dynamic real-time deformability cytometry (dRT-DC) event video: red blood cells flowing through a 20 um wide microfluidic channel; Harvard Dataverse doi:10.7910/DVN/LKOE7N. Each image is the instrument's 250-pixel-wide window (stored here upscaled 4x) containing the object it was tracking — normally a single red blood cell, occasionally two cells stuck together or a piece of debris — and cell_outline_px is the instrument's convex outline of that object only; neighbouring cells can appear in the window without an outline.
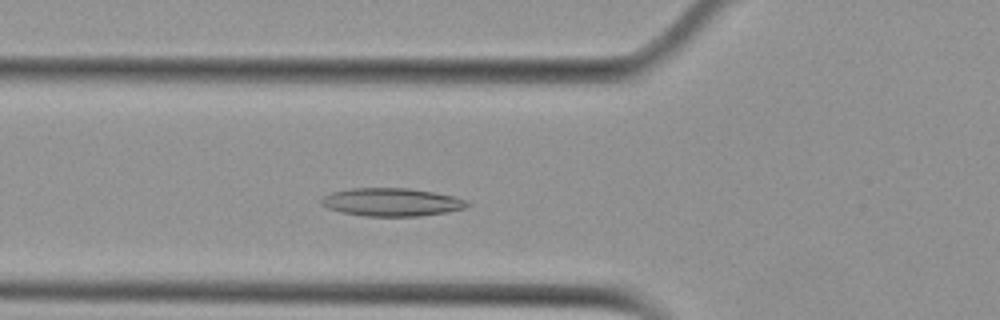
{"species": "Egyptian fruit bat (a non-hibernating species)", "species_latin": "Rousettus aegyptiacus", "temperature_condition": "cold", "stored_images_in_passage": 48, "camera_frame_rate_fps": 3000, "um_per_image_px": 0.085, "animal": {"sex": "female"}, "frame": {"image": 1, "passage_image": 13, "time_ms": 4.0, "image_size_px": [1000, 320], "cell_outline_px": [[472, 204], [464, 208], [448, 212], [420, 216], [364, 216], [340, 212], [328, 208], [320, 204], [320, 200], [324, 196], [332, 192], [348, 188], [408, 188], [436, 192], [468, 200]], "centroid_in_image_um": [33.3, 17.18], "position_along_channel_um": 92.5, "area_um2": 24.1}}
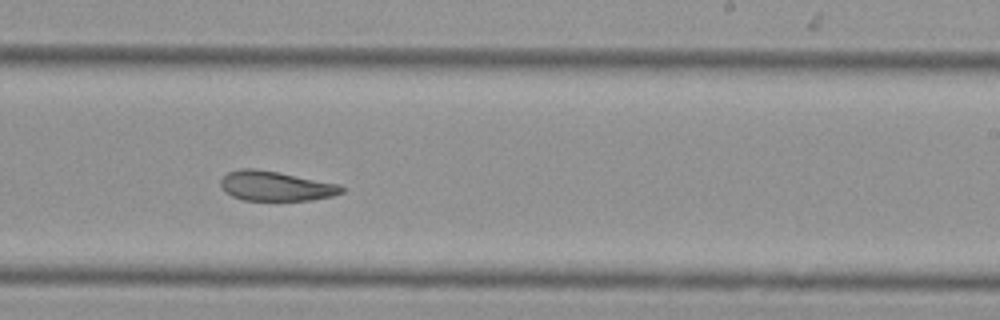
{"frame": {"image": 2, "passage_image": 27, "time_ms": 8.667, "image_size_px": [1000, 320], "cell_outline_px": [[344, 192], [332, 196], [312, 200], [244, 200], [232, 196], [224, 192], [220, 188], [220, 180], [228, 172], [240, 168], [256, 168], [280, 172], [340, 184], [344, 188]], "centroid_in_image_um": [23.42, 15.8], "position_along_channel_um": 265.6, "area_um2": 21.21}}
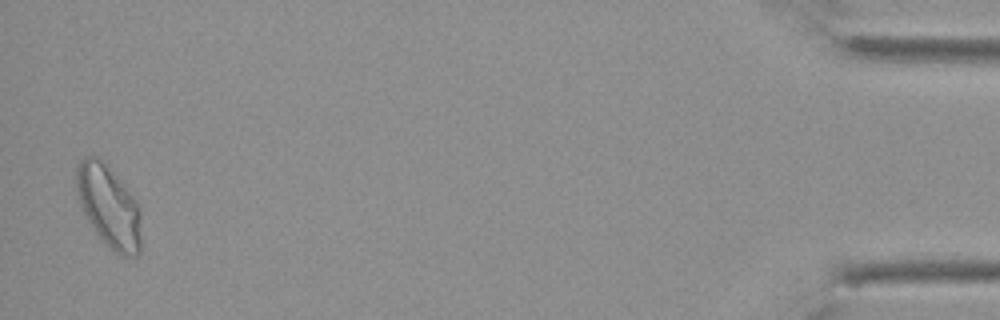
{"frame": {"image": 3, "passage_image": 47, "time_ms": 15.333, "image_size_px": [1000, 320], "cell_outline_px": [[140, 252], [136, 256], [120, 256], [100, 240], [88, 220], [80, 204], [76, 184], [76, 164], [84, 156], [100, 156], [108, 164], [140, 204]], "centroid_in_image_um": [9.26, 17.51], "position_along_channel_um": 425.9, "area_um2": 31.5}, "authors_computed_cell_mechanics": {"area_um2": 23.7847, "velocity_mm_per_s": 3.7139, "shape_relaxation_time_tau1_ms": 11.0442, "shape_relaxation_time_tau2_ms": 4.5651, "deformation_change_tau1": 0.2014, "deformation_change_tau2": 0.0916}}